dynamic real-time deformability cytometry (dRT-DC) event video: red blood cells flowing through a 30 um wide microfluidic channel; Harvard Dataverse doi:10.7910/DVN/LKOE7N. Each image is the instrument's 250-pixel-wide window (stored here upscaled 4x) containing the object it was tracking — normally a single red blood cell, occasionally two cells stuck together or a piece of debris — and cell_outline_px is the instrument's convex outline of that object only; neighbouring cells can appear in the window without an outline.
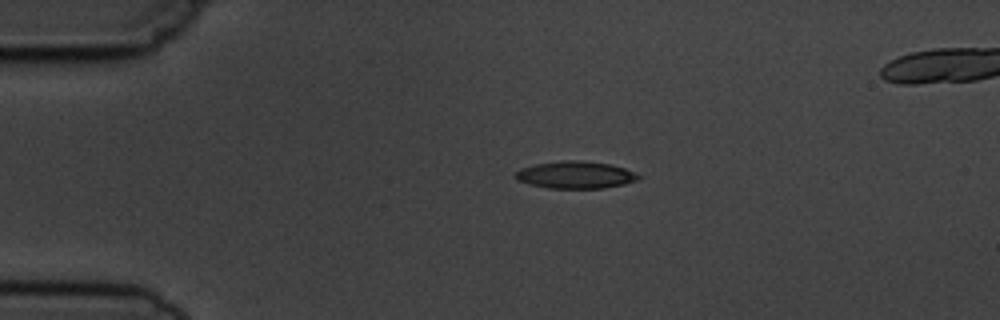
{"species": "common noctule bat (a hibernating species)", "species_latin": "Nyctalus noctula", "temperature_condition": "cold", "stored_images_in_passage": 3, "camera_frame_rate_fps": 3000, "um_per_image_px": 0.085, "animal": {"sex": "male", "body_mass_g": 19.5, "forearm_length_mm": 54.6}, "frame": {"image": 1, "passage_image": 1, "time_ms": 0.0, "image_size_px": [1000, 320], "cell_outline_px": [[644, 176], [640, 180], [624, 184], [604, 188], [548, 188], [528, 184], [516, 180], [516, 172], [520, 168], [536, 164], [564, 160], [580, 160], [612, 164], [636, 172]], "centroid_in_image_um": [48.98, 14.86], "position_along_channel_um": 36.0, "area_um2": 19.77}}